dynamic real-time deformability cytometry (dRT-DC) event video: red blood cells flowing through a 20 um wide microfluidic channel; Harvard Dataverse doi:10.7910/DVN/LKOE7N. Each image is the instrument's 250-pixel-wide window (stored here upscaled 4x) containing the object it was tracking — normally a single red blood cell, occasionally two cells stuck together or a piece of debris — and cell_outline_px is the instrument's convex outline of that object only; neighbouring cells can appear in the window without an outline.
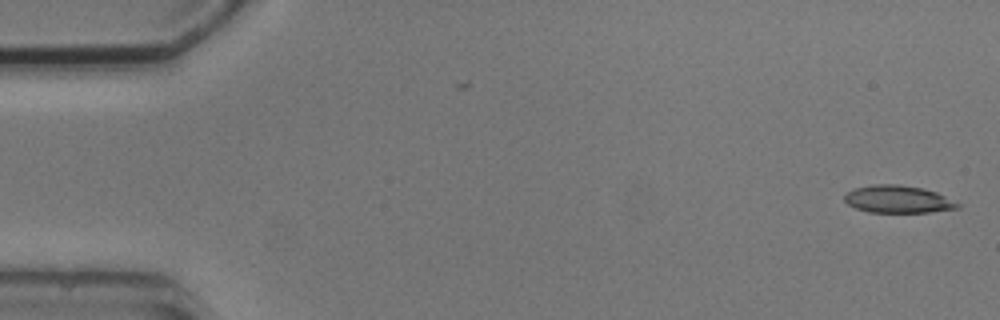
{"species": "common noctule bat (a hibernating species)", "species_latin": "Nyctalus noctula", "temperature_condition": "cold", "stored_images_in_passage": 2, "camera_frame_rate_fps": 3000, "um_per_image_px": 0.085, "animal": {"sex": "male", "body_mass_g": 20.5, "forearm_length_mm": 52.5}, "frame": {"image": 1, "passage_image": 2, "time_ms": 1.333, "image_size_px": [1000, 320], "cell_outline_px": [[960, 208], [928, 212], [868, 212], [856, 208], [848, 204], [844, 200], [844, 196], [852, 188], [872, 184], [900, 184], [924, 188], [936, 192], [960, 204]], "centroid_in_image_um": [76.3, 16.92], "position_along_channel_um": 8.7, "area_um2": 18.15}}